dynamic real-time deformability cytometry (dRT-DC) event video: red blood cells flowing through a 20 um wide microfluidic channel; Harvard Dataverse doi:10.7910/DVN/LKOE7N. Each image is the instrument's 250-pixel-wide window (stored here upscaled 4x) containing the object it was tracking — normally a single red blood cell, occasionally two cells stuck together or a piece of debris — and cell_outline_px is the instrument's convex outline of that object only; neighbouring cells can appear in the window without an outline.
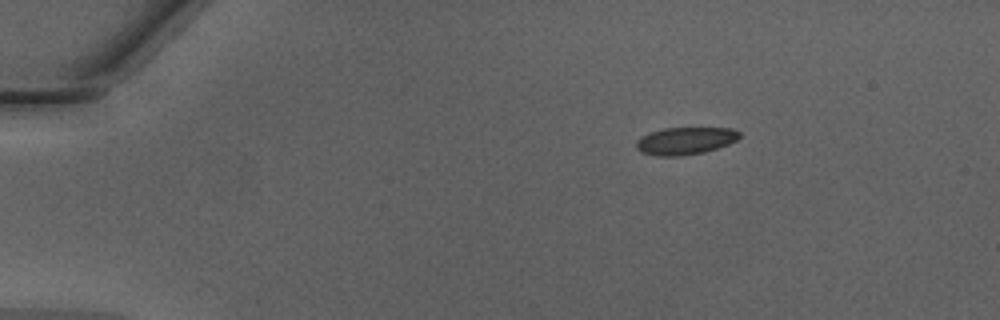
{"species": "Egyptian fruit bat (a non-hibernating species)", "species_latin": "Rousettus aegyptiacus", "temperature_condition": "warm", "stored_images_in_passage": 41, "camera_frame_rate_fps": 3000, "um_per_image_px": 0.085, "animal": {"sex": "male"}, "frame": {"image": 1, "passage_image": 1, "time_ms": 0.0, "image_size_px": [1000, 320], "cell_outline_px": [[740, 136], [736, 140], [728, 144], [704, 152], [680, 156], [656, 156], [640, 152], [636, 148], [636, 140], [640, 136], [664, 128], [732, 128], [740, 132]], "centroid_in_image_um": [58.22, 11.97], "position_along_channel_um": 26.8, "area_um2": 16.47}}
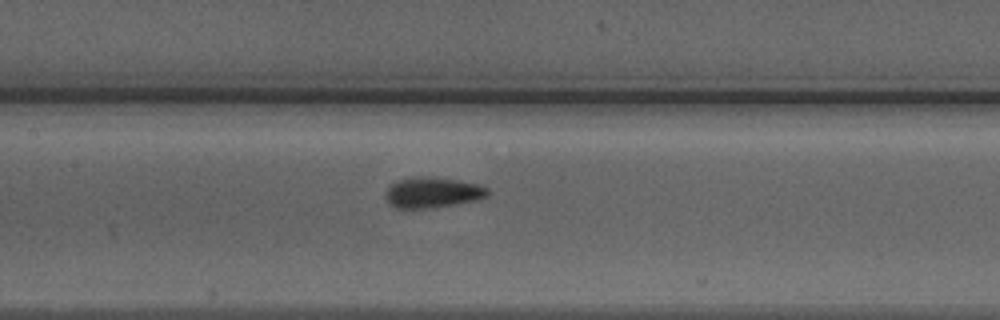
{"frame": {"image": 2, "passage_image": 17, "time_ms": 5.333, "image_size_px": [1000, 320], "cell_outline_px": [[488, 196], [476, 200], [428, 208], [396, 208], [388, 204], [384, 196], [384, 192], [396, 180], [412, 176], [424, 176], [456, 180], [476, 184], [488, 188]], "centroid_in_image_um": [36.69, 16.36], "position_along_channel_um": 170.7, "area_um2": 18.15}}
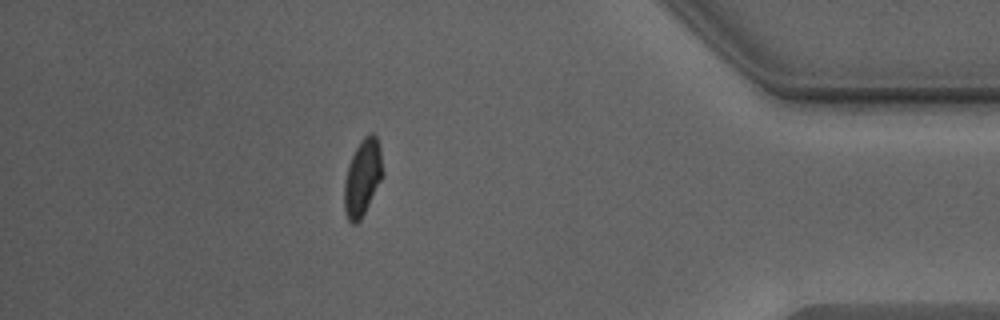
{"frame": {"image": 3, "passage_image": 36, "time_ms": 11.667, "image_size_px": [1000, 320], "cell_outline_px": [[384, 176], [360, 220], [356, 224], [352, 224], [348, 220], [344, 208], [344, 184], [348, 168], [352, 156], [356, 148], [364, 136], [368, 132], [372, 132], [376, 136], [380, 148], [384, 172]], "centroid_in_image_um": [30.84, 15.09], "position_along_channel_um": 404.4, "area_um2": 17.17}, "authors_computed_cell_mechanics": {"area_um2": 17.1666, "velocity_mm_per_s": 4.3019, "shape_relaxation_time_tau1_ms": 5.9164, "shape_relaxation_time_tau2_ms": 0.7495, "deformation_change_tau1": 0.1561, "deformation_change_tau2": 0.0567}}